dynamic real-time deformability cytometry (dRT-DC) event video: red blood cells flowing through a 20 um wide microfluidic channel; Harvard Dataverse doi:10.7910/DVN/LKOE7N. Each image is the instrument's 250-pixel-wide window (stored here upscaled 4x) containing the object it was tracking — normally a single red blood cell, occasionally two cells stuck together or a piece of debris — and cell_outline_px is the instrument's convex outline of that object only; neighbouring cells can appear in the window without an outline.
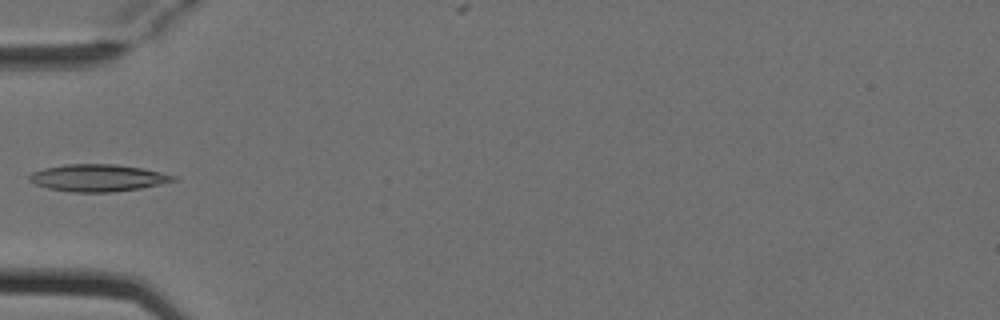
{"species": "Egyptian fruit bat (a non-hibernating species)", "species_latin": "Rousettus aegyptiacus", "temperature_condition": "cold", "stored_images_in_passage": 6, "camera_frame_rate_fps": 3000, "um_per_image_px": 0.085, "animal": {"sex": "female"}, "frame": {"image": 1, "passage_image": 4, "time_ms": 1.0, "image_size_px": [1000, 320], "cell_outline_px": [[176, 180], [160, 184], [140, 188], [112, 192], [72, 192], [48, 188], [36, 184], [28, 180], [28, 176], [32, 172], [44, 168], [68, 164], [116, 164], [144, 168], [176, 176]], "centroid_in_image_um": [8.31, 15.11], "position_along_channel_um": 76.7, "area_um2": 22.66}}
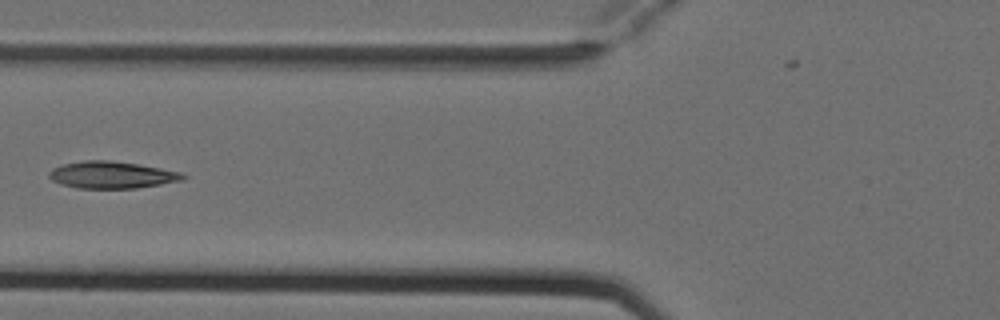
{"frame": {"image": 2, "passage_image": 5, "time_ms": 1.333, "image_size_px": [1000, 320], "cell_outline_px": [[188, 176], [184, 180], [136, 188], [76, 188], [60, 184], [52, 180], [48, 176], [48, 172], [52, 168], [64, 164], [84, 160], [108, 160], [136, 164], [184, 172]], "centroid_in_image_um": [9.51, 14.87], "position_along_channel_um": 116.3, "area_um2": 21.1}}